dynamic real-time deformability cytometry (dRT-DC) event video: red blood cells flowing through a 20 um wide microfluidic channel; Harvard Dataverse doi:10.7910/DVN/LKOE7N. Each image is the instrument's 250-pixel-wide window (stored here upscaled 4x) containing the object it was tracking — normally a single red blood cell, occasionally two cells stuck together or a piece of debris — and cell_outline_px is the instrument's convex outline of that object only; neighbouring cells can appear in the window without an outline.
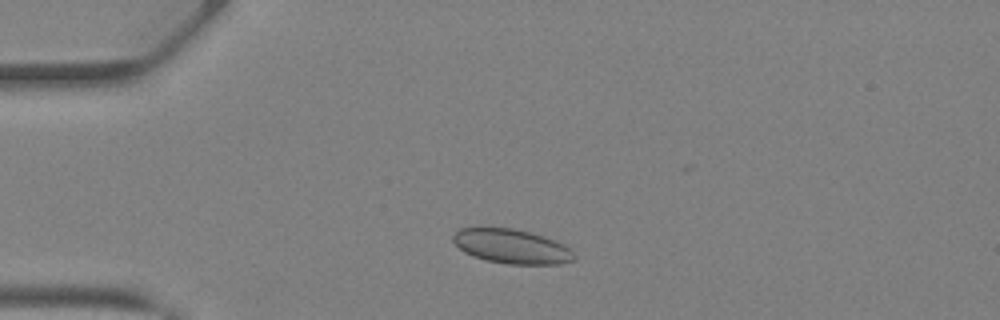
{"species": "Egyptian fruit bat (a non-hibernating species)", "species_latin": "Rousettus aegyptiacus", "temperature_condition": "warm", "stored_images_in_passage": 36, "camera_frame_rate_fps": 3000, "um_per_image_px": 0.085, "animal": {"sex": "female"}, "frame": {"image": 1, "passage_image": 5, "time_ms": 1.333, "image_size_px": [1000, 320], "cell_outline_px": [[576, 256], [572, 260], [560, 264], [508, 264], [488, 260], [472, 256], [464, 252], [452, 240], [452, 236], [460, 228], [512, 228], [528, 232], [564, 244]], "centroid_in_image_um": [43.46, 20.95], "position_along_channel_um": 41.5, "area_um2": 23.81}}
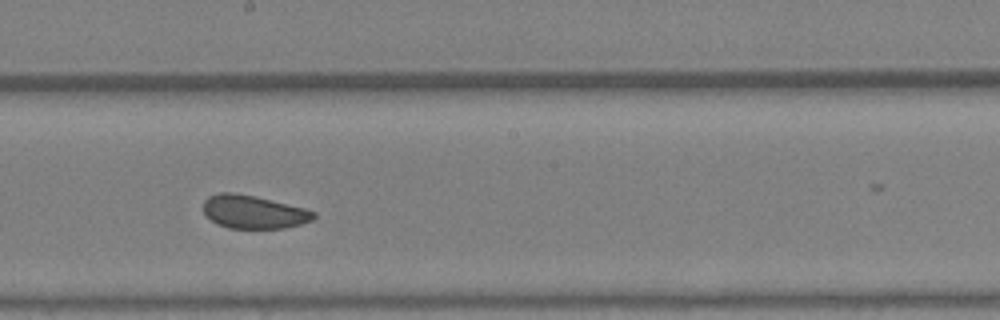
{"frame": {"image": 2, "passage_image": 18, "time_ms": 5.667, "image_size_px": [1000, 320], "cell_outline_px": [[316, 216], [312, 220], [300, 224], [284, 228], [228, 228], [216, 224], [204, 212], [204, 200], [208, 196], [220, 192], [232, 192], [256, 196], [304, 208], [316, 212]], "centroid_in_image_um": [21.55, 18.01], "position_along_channel_um": 226.7, "area_um2": 21.33}}
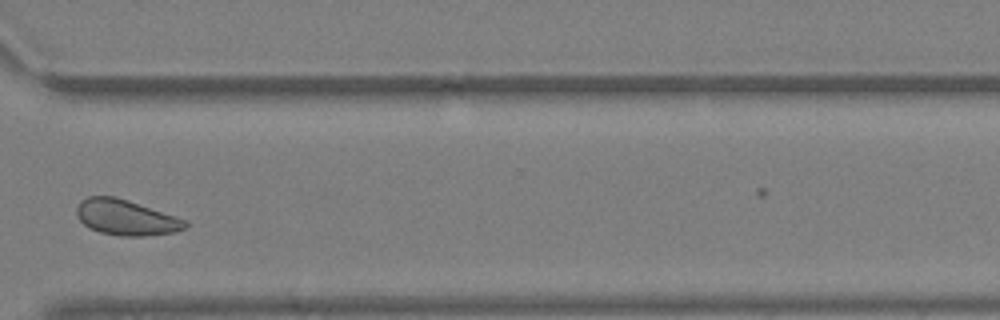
{"frame": {"image": 3, "passage_image": 26, "time_ms": 8.333, "image_size_px": [1000, 320], "cell_outline_px": [[188, 228], [172, 232], [144, 236], [120, 236], [100, 232], [88, 228], [80, 220], [76, 212], [76, 208], [80, 200], [88, 196], [116, 196], [188, 220]], "centroid_in_image_um": [10.71, 18.48], "position_along_channel_um": 359.9, "area_um2": 22.6}, "authors_computed_cell_mechanics": {"area_um2": 22.6287, "velocity_mm_per_s": 4.9847, "shape_relaxation_time_tau1_ms": 3.4259, "shape_relaxation_time_tau2_ms": 1.0621, "deformation_change_tau1": 0.0602, "deformation_change_tau2": 0.0594}}